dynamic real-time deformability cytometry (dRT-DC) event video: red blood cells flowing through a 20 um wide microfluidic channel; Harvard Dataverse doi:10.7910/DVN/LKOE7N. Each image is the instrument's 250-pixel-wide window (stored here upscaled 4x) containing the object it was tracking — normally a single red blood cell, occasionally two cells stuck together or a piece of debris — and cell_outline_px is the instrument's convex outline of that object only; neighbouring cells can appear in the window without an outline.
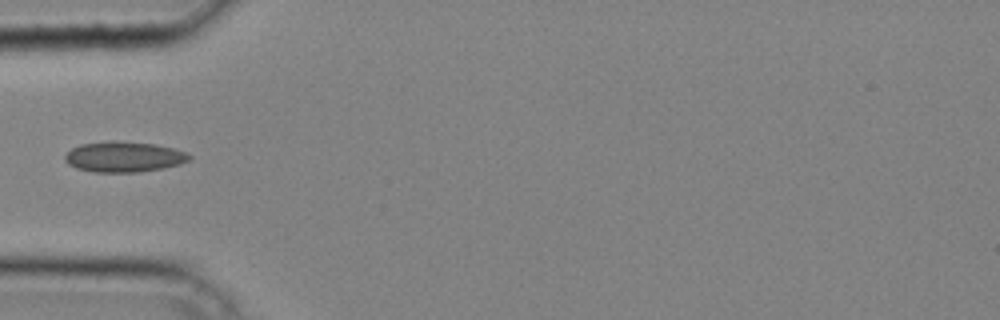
{"species": "common noctule bat (a hibernating species)", "species_latin": "Nyctalus noctula", "temperature_condition": "cold", "stored_images_in_passage": 5, "camera_frame_rate_fps": 3000, "um_per_image_px": 0.085, "animal": {"sex": "male", "body_mass_g": 20.4}, "frame": {"image": 1, "passage_image": 1, "time_ms": 0.0, "image_size_px": [1000, 320], "cell_outline_px": [[192, 160], [180, 164], [164, 168], [140, 172], [92, 172], [76, 168], [68, 164], [64, 160], [64, 156], [72, 148], [80, 144], [112, 140], [116, 140], [156, 144], [172, 148], [184, 152], [192, 156]], "centroid_in_image_um": [10.53, 13.33], "position_along_channel_um": 74.5, "area_um2": 22.37}}
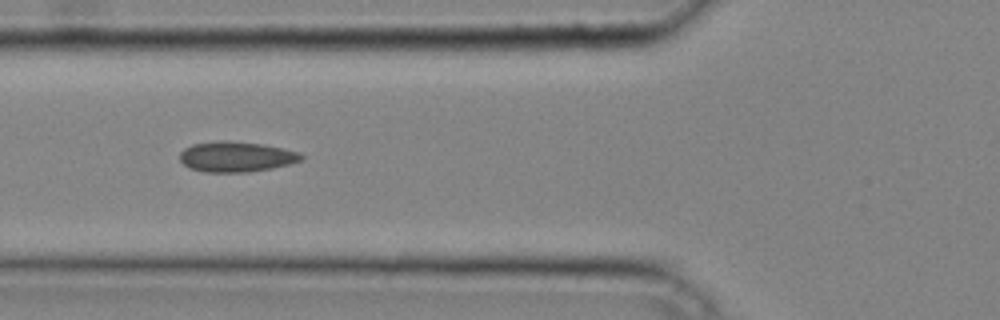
{"frame": {"image": 2, "passage_image": 3, "time_ms": 0.667, "image_size_px": [1000, 320], "cell_outline_px": [[304, 156], [300, 160], [288, 164], [272, 168], [248, 172], [204, 172], [188, 168], [180, 160], [180, 152], [184, 148], [192, 144], [220, 140], [228, 140], [264, 144], [300, 152]], "centroid_in_image_um": [20.05, 13.31], "position_along_channel_um": 105.8, "area_um2": 21.62}}